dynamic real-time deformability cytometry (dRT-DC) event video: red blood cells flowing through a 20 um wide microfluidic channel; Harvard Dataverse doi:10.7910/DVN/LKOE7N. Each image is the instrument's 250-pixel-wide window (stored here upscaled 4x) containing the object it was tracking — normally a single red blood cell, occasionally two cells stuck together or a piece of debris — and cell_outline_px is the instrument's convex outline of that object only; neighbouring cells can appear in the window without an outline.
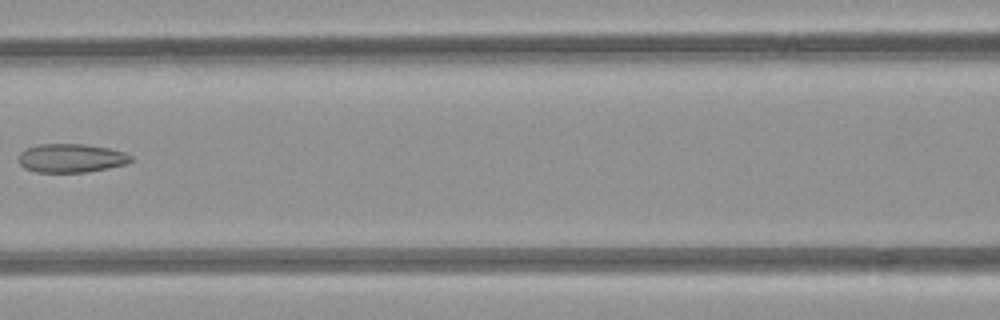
{"species": "common noctule bat (a hibernating species)", "species_latin": "Nyctalus noctula", "temperature_condition": "room temperature", "stored_images_in_passage": 5, "camera_frame_rate_fps": 3000, "um_per_image_px": 0.085, "animal": {"sex": "female", "body_mass_g": 21.9}, "frame": {"image": 1, "passage_image": 5, "time_ms": 4.667, "image_size_px": [1000, 320], "cell_outline_px": [[132, 160], [128, 164], [88, 172], [36, 172], [24, 168], [20, 164], [20, 152], [24, 148], [40, 144], [84, 144], [108, 148], [124, 152], [132, 156]], "centroid_in_image_um": [6.06, 13.44], "position_along_channel_um": 160.5, "area_um2": 18.84}}